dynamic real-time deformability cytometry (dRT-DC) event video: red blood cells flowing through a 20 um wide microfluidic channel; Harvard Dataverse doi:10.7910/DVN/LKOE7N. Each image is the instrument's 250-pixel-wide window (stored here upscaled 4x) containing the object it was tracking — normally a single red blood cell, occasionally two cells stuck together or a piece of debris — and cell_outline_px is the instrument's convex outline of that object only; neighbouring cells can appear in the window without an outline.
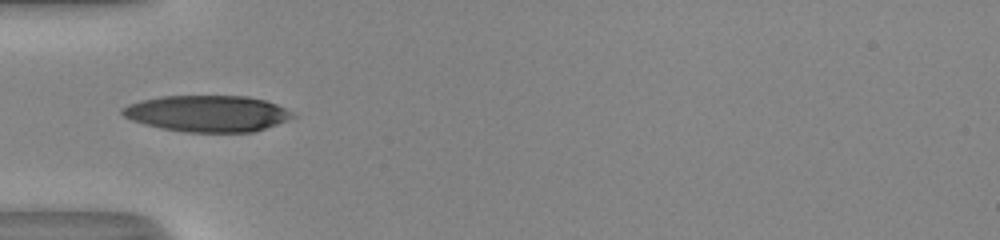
{"species": "human", "species_latin": "Homo sapiens", "temperature_condition": "room temperature", "stored_images_in_passage": 17, "camera_frame_rate_fps": 3000, "um_per_image_px": 0.085, "donor": {"sex": "male"}, "frame": {"image": 1, "passage_image": 3, "time_ms": 0.667, "image_size_px": [1000, 240], "cell_outline_px": [[296, 116], [288, 120], [252, 132], [184, 132], [144, 124], [132, 120], [124, 116], [120, 112], [120, 108], [128, 104], [140, 100], [160, 96], [248, 96], [264, 100], [276, 104], [292, 112]], "centroid_in_image_um": [17.6, 9.64], "position_along_channel_um": 67.4, "area_um2": 36.01}}
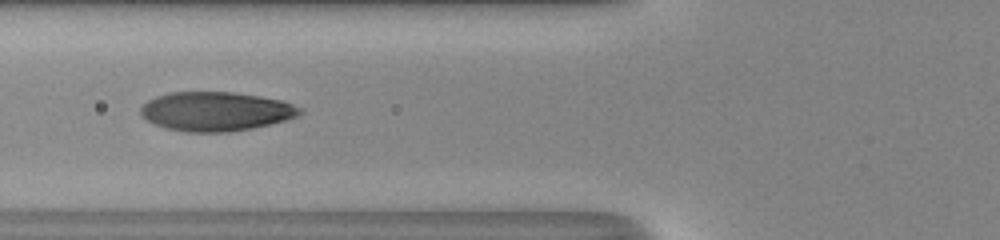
{"frame": {"image": 2, "passage_image": 6, "time_ms": 1.667, "image_size_px": [1000, 240], "cell_outline_px": [[304, 112], [288, 120], [252, 128], [228, 132], [184, 132], [164, 128], [148, 120], [140, 112], [140, 108], [148, 100], [156, 96], [168, 92], [232, 92], [280, 100], [304, 108]], "centroid_in_image_um": [18.36, 9.47], "position_along_channel_um": 107.4, "area_um2": 36.3}}